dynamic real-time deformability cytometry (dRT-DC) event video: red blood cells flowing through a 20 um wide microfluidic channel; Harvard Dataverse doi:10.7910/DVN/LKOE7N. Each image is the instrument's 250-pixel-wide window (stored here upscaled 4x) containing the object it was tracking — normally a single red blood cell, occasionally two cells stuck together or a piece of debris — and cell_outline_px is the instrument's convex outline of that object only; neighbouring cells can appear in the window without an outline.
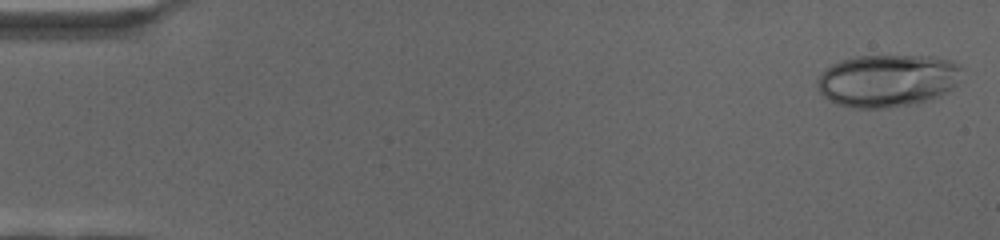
{"species": "human", "species_latin": "Homo sapiens", "temperature_condition": "cold", "stored_images_in_passage": 68, "camera_frame_rate_fps": 3000, "um_per_image_px": 0.085, "donor": {"sex": "female"}, "frame": {"image": 1, "passage_image": 2, "time_ms": 0.333, "image_size_px": [1000, 240], "cell_outline_px": [[964, 68], [956, 84], [952, 88], [940, 96], [916, 104], [888, 108], [856, 108], [836, 104], [828, 100], [816, 88], [816, 80], [820, 72], [832, 64], [840, 60], [856, 56], [932, 56], [952, 60], [960, 64]], "centroid_in_image_um": [75.43, 6.85], "position_along_channel_um": 9.6, "area_um2": 44.97}}
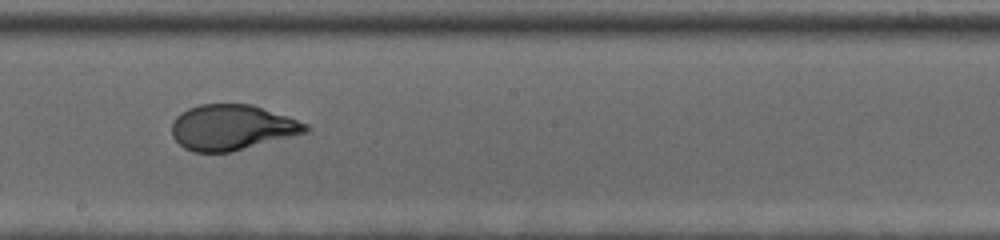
{"frame": {"image": 2, "passage_image": 39, "time_ms": 12.667, "image_size_px": [1000, 240], "cell_outline_px": [[312, 128], [308, 132], [232, 152], [192, 152], [184, 148], [172, 136], [172, 124], [176, 116], [180, 112], [188, 108], [200, 104], [252, 104], [288, 116], [308, 124]], "centroid_in_image_um": [19.73, 10.83], "position_along_channel_um": 228.5, "area_um2": 35.66}}
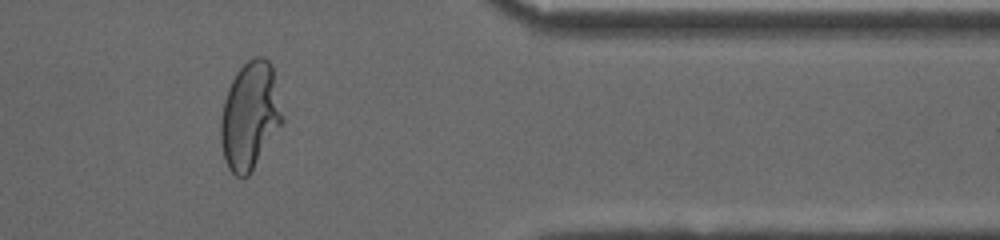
{"frame": {"image": 3, "passage_image": 57, "time_ms": 18.667, "image_size_px": [1000, 240], "cell_outline_px": [[284, 120], [248, 176], [236, 176], [228, 168], [224, 160], [220, 140], [220, 120], [224, 100], [228, 88], [236, 72], [248, 60], [256, 56], [264, 56], [272, 64], [284, 116]], "centroid_in_image_um": [21.24, 9.81], "position_along_channel_um": 390.2, "area_um2": 38.67}}